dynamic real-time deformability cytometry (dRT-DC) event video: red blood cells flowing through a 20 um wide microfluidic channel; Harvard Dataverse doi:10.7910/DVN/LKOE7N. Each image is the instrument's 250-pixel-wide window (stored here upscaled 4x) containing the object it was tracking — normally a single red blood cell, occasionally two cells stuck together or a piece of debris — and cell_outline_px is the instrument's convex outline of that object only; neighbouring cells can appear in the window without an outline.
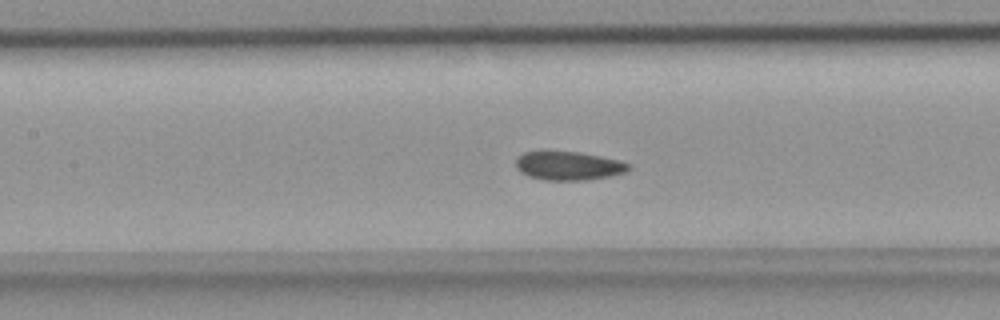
{"species": "common noctule bat (a hibernating species)", "species_latin": "Nyctalus noctula", "temperature_condition": "room temperature", "stored_images_in_passage": 40, "segment_of_instrument_passage": [1, 2], "camera_frame_rate_fps": 3000, "um_per_image_px": 0.085, "animal": {"sex": "female", "body_mass_g": 18.4}, "frame": {"image": 1, "passage_image": 12, "time_ms": 3.667, "image_size_px": [1000, 320], "cell_outline_px": [[632, 168], [624, 172], [608, 176], [588, 180], [544, 180], [528, 176], [520, 172], [516, 168], [516, 156], [524, 152], [544, 148], [580, 152], [620, 160], [628, 164]], "centroid_in_image_um": [48.23, 14.04], "position_along_channel_um": 159.2, "area_um2": 19.59}}
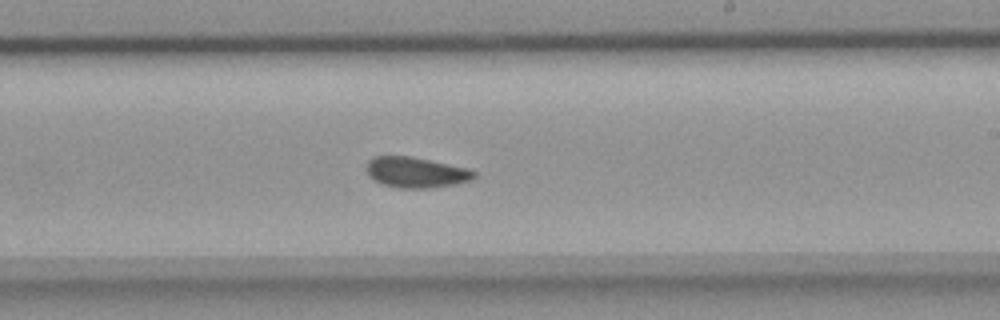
{"frame": {"image": 2, "passage_image": 19, "time_ms": 6.0, "image_size_px": [1000, 320], "cell_outline_px": [[476, 176], [472, 180], [456, 184], [428, 188], [400, 188], [384, 184], [372, 180], [368, 176], [364, 168], [368, 160], [372, 156], [412, 156], [472, 168], [476, 172]], "centroid_in_image_um": [35.36, 14.63], "position_along_channel_um": 253.6, "area_um2": 19.71}}
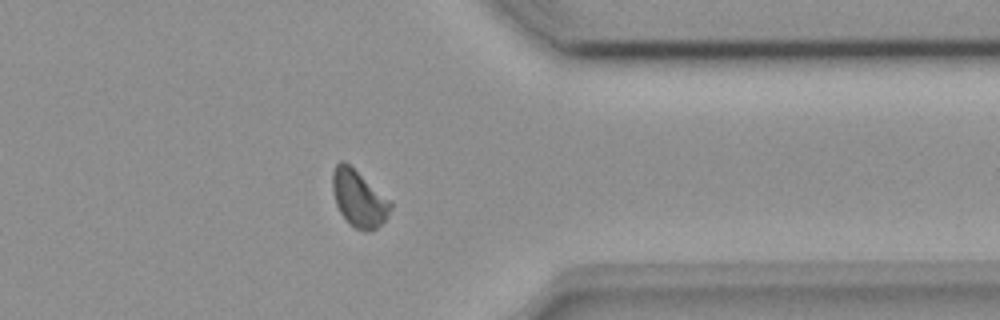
{"frame": {"image": 3, "passage_image": 29, "time_ms": 9.333, "image_size_px": [1000, 320], "cell_outline_px": [[392, 208], [388, 216], [376, 228], [364, 232], [356, 228], [340, 212], [336, 204], [332, 188], [332, 172], [336, 164], [340, 160], [344, 160], [392, 200]], "centroid_in_image_um": [30.52, 16.84], "position_along_channel_um": 380.9, "area_um2": 19.13}}